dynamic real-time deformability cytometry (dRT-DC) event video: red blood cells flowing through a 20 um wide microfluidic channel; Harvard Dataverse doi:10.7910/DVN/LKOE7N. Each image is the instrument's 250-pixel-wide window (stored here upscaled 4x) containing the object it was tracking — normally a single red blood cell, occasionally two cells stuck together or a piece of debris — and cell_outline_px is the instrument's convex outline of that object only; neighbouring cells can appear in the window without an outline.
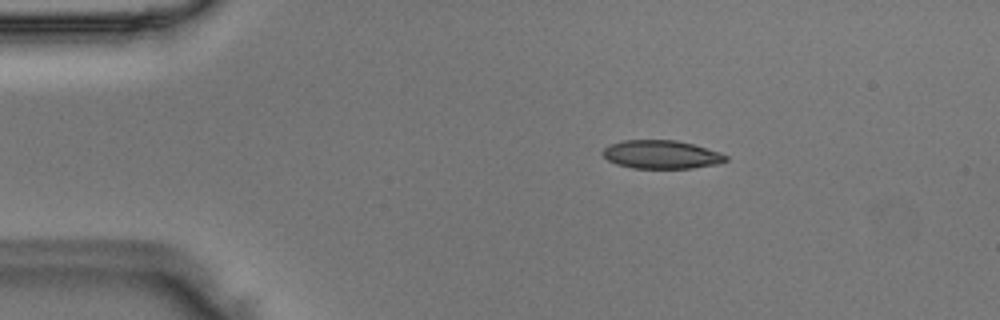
{"species": "Egyptian fruit bat (a non-hibernating species)", "species_latin": "Rousettus aegyptiacus", "temperature_condition": "room temperature", "stored_images_in_passage": 49, "camera_frame_rate_fps": 3000, "um_per_image_px": 0.085, "animal": {"sex": "male"}, "frame": {"image": 1, "passage_image": 8, "time_ms": 2.333, "image_size_px": [1000, 320], "cell_outline_px": [[728, 160], [720, 164], [692, 168], [632, 168], [616, 164], [608, 160], [600, 152], [608, 144], [624, 140], [676, 140], [692, 144], [720, 152], [728, 156]], "centroid_in_image_um": [56.21, 13.13], "position_along_channel_um": 28.8, "area_um2": 20.52}}
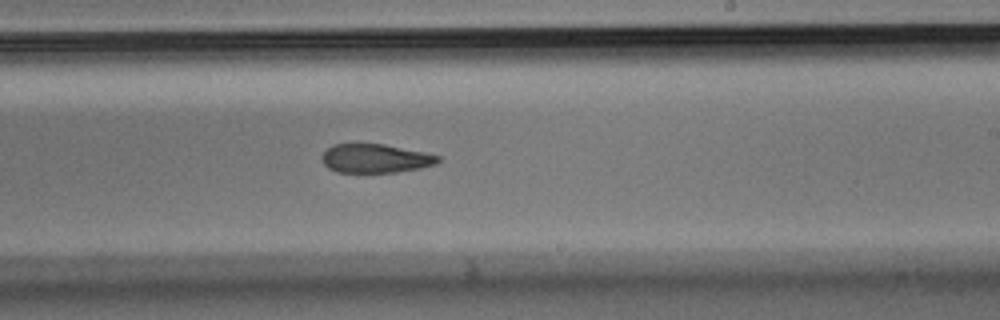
{"frame": {"image": 2, "passage_image": 29, "time_ms": 9.333, "image_size_px": [1000, 320], "cell_outline_px": [[440, 160], [436, 164], [420, 168], [396, 172], [336, 172], [328, 168], [324, 164], [320, 156], [332, 144], [384, 144], [424, 152], [440, 156]], "centroid_in_image_um": [31.89, 13.47], "position_along_channel_um": 257.1, "area_um2": 19.48}}
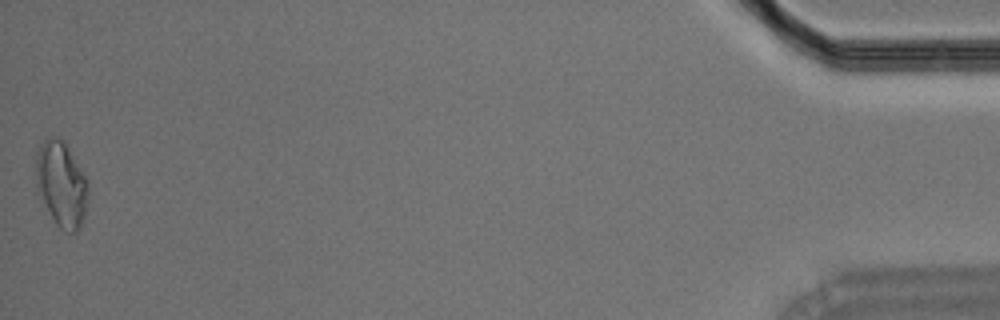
{"frame": {"image": 3, "passage_image": 49, "time_ms": 16.0, "image_size_px": [1000, 320], "cell_outline_px": [[88, 200], [84, 216], [80, 228], [76, 232], [68, 232], [60, 228], [56, 224], [36, 192], [36, 152], [40, 144], [48, 136], [56, 136], [64, 140], [88, 180]], "centroid_in_image_um": [5.21, 15.63], "position_along_channel_um": 430.0, "area_um2": 26.41}}